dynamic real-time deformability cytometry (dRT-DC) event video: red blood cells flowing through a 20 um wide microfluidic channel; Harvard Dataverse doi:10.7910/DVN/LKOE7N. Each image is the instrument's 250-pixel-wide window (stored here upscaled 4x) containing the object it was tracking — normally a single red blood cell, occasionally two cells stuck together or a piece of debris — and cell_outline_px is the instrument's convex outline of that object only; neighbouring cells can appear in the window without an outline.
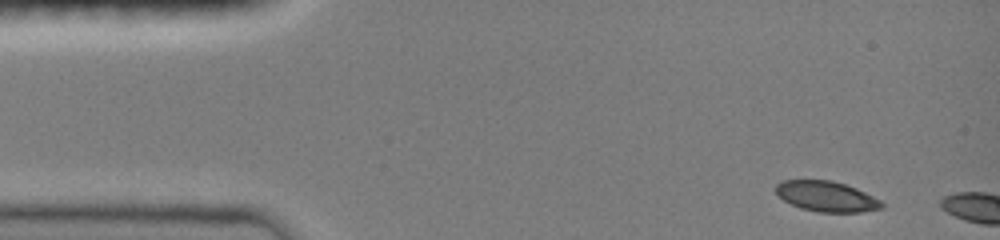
{"species": "common noctule bat (a hibernating species)", "species_latin": "Nyctalus noctula", "temperature_condition": "room temperature", "stored_images_in_passage": 2, "camera_frame_rate_fps": 3000, "um_per_image_px": 0.085, "animal": {"sex": "female", "body_mass_g": 19.0, "forearm_length_mm": 51.5}, "frame": {"image": 1, "passage_image": 1, "time_ms": 0.0, "image_size_px": [1000, 240], "cell_outline_px": [[884, 208], [860, 212], [816, 212], [800, 208], [784, 200], [776, 192], [776, 184], [780, 180], [832, 180], [856, 188], [880, 200], [884, 204]], "centroid_in_image_um": [70.25, 16.69], "position_along_channel_um": 14.8, "area_um2": 18.73}}